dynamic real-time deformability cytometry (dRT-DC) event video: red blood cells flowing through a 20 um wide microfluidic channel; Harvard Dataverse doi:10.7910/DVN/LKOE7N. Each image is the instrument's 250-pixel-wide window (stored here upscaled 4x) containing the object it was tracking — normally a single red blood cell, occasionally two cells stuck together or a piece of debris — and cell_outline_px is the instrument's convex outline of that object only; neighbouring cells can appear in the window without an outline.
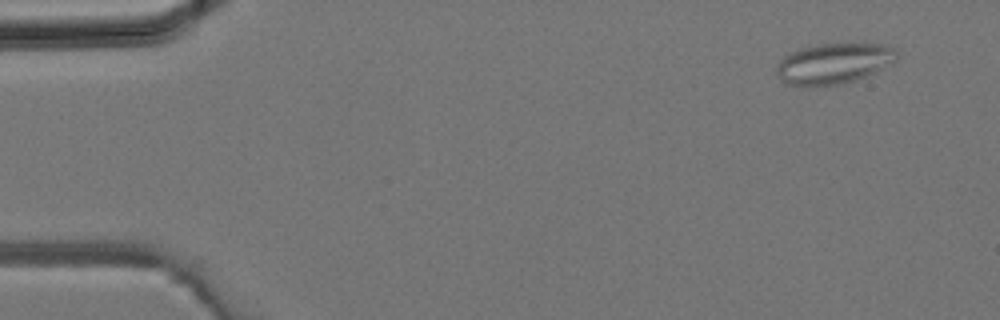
{"species": "common noctule bat (a hibernating species)", "species_latin": "Nyctalus noctula", "temperature_condition": "room temperature", "stored_images_in_passage": 4, "camera_frame_rate_fps": 3000, "um_per_image_px": 0.085, "animal": {"sex": "male", "body_mass_g": 19.2, "forearm_length_mm": 51.8}, "frame": {"image": 1, "passage_image": 1, "time_ms": 0.0, "image_size_px": [1000, 320], "cell_outline_px": [[900, 56], [892, 64], [876, 72], [856, 80], [840, 84], [808, 88], [788, 84], [776, 72], [776, 64], [788, 52], [800, 48], [816, 44], [852, 40], [864, 40], [888, 44]], "centroid_in_image_um": [70.94, 5.34], "position_along_channel_um": 14.1, "area_um2": 30.17}}
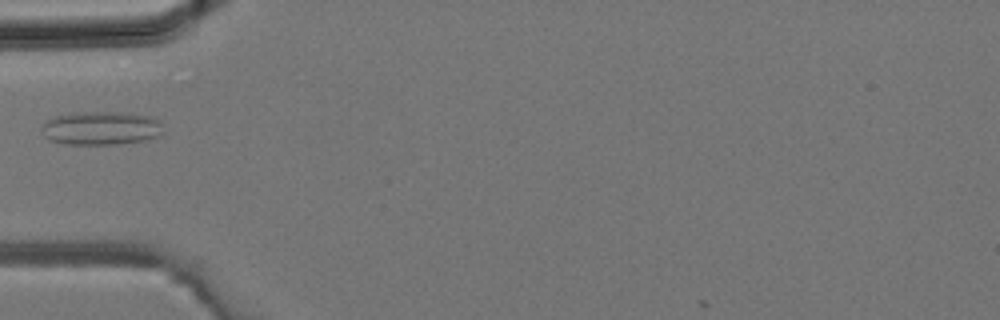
{"frame": {"image": 2, "passage_image": 4, "time_ms": 1.0, "image_size_px": [1000, 320], "cell_outline_px": [[164, 136], [144, 140], [116, 144], [64, 144], [48, 140], [40, 132], [40, 128], [44, 120], [56, 116], [76, 112], [100, 112], [148, 116], [160, 120]], "centroid_in_image_um": [8.54, 10.91], "position_along_channel_um": 76.5, "area_um2": 23.87}}